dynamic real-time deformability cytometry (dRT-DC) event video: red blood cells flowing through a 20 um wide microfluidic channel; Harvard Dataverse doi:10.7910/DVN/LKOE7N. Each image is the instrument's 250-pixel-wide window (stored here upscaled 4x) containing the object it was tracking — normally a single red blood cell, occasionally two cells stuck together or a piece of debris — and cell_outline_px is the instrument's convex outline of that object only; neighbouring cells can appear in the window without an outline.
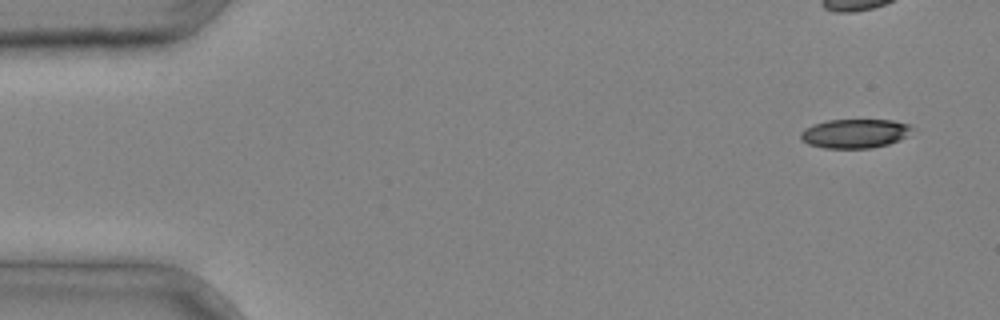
{"species": "common noctule bat (a hibernating species)", "species_latin": "Nyctalus noctula", "temperature_condition": "cold", "stored_images_in_passage": 4, "camera_frame_rate_fps": 3000, "um_per_image_px": 0.085, "animal": {"sex": "male", "body_mass_g": 20.4}, "frame": {"image": 1, "passage_image": 1, "time_ms": 0.0, "image_size_px": [1000, 320], "cell_outline_px": [[916, 128], [900, 140], [888, 144], [872, 148], [824, 148], [808, 144], [800, 140], [800, 132], [804, 128], [812, 124], [828, 120], [892, 120], [912, 124]], "centroid_in_image_um": [72.67, 11.34], "position_along_channel_um": 12.3, "area_um2": 19.19}}